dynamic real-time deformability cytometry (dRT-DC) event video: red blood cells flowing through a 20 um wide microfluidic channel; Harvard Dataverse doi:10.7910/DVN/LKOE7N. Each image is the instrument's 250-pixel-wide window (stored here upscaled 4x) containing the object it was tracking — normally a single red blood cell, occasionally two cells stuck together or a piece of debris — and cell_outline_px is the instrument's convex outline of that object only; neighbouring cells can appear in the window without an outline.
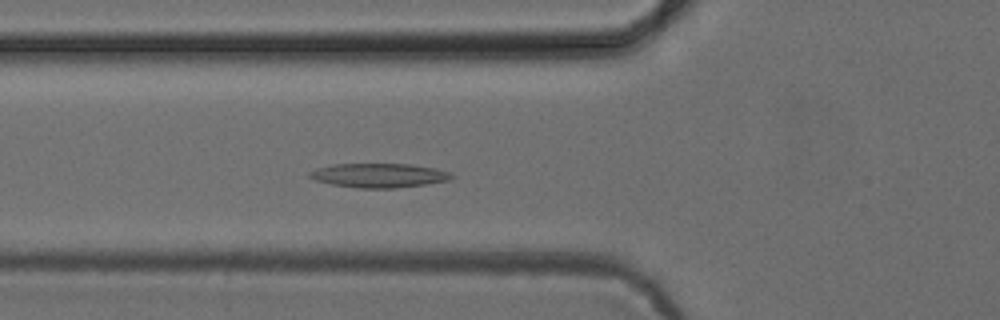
{"species": "common noctule bat (a hibernating species)", "species_latin": "Nyctalus noctula", "temperature_condition": "cold", "stored_images_in_passage": 51, "camera_frame_rate_fps": 3000, "um_per_image_px": 0.085, "animal": {"sex": "female", "body_mass_g": 24.6, "forearm_length_mm": 56.2}, "frame": {"image": 1, "passage_image": 18, "time_ms": 5.667, "image_size_px": [1000, 320], "cell_outline_px": [[456, 176], [448, 180], [424, 184], [396, 188], [356, 188], [332, 184], [316, 180], [308, 176], [308, 172], [316, 168], [332, 164], [408, 164], [432, 168], [448, 172]], "centroid_in_image_um": [32.16, 14.91], "position_along_channel_um": 93.6, "area_um2": 19.83}}
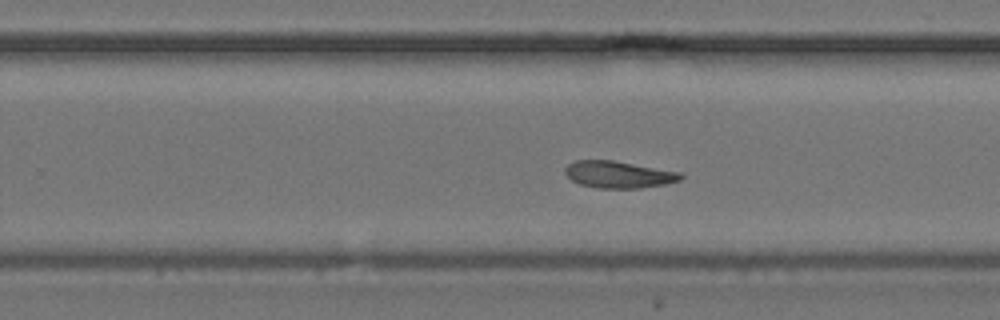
{"frame": {"image": 2, "passage_image": 32, "time_ms": 10.333, "image_size_px": [1000, 320], "cell_outline_px": [[684, 176], [680, 180], [664, 184], [640, 188], [596, 188], [580, 184], [572, 180], [564, 172], [564, 168], [568, 164], [576, 160], [612, 160], [680, 172]], "centroid_in_image_um": [52.56, 14.83], "position_along_channel_um": 277.2, "area_um2": 18.03}}
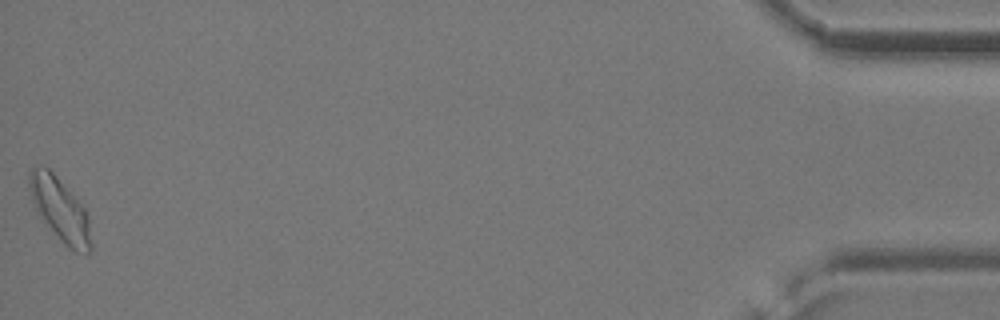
{"frame": {"image": 3, "passage_image": 51, "time_ms": 16.667, "image_size_px": [1000, 320], "cell_outline_px": [[92, 252], [76, 252], [68, 248], [60, 240], [36, 212], [32, 200], [28, 184], [28, 172], [32, 168], [48, 168], [56, 176], [84, 208], [88, 216], [92, 244]], "centroid_in_image_um": [5.1, 17.85], "position_along_channel_um": 430.1, "area_um2": 22.48}}